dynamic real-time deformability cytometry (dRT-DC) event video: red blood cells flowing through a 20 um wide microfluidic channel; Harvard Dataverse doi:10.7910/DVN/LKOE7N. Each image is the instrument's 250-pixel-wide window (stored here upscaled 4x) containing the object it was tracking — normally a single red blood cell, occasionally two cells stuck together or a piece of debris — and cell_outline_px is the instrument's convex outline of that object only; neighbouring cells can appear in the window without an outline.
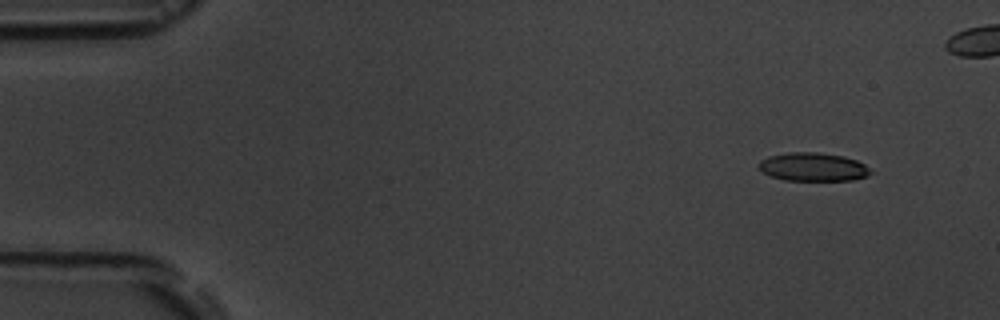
{"species": "common noctule bat (a hibernating species)", "species_latin": "Nyctalus noctula", "temperature_condition": "room temperature", "stored_images_in_passage": 5, "camera_frame_rate_fps": 3000, "um_per_image_px": 0.085, "animal": {"sex": "male", "body_mass_g": 19.5, "forearm_length_mm": 54.6}, "frame": {"image": 1, "passage_image": 1, "time_ms": 0.0, "image_size_px": [1000, 320], "cell_outline_px": [[872, 172], [868, 176], [852, 180], [784, 180], [768, 176], [756, 164], [760, 160], [768, 156], [788, 152], [816, 152], [844, 156], [856, 160], [864, 164]], "centroid_in_image_um": [69.08, 14.18], "position_along_channel_um": 15.9, "area_um2": 18.61}}
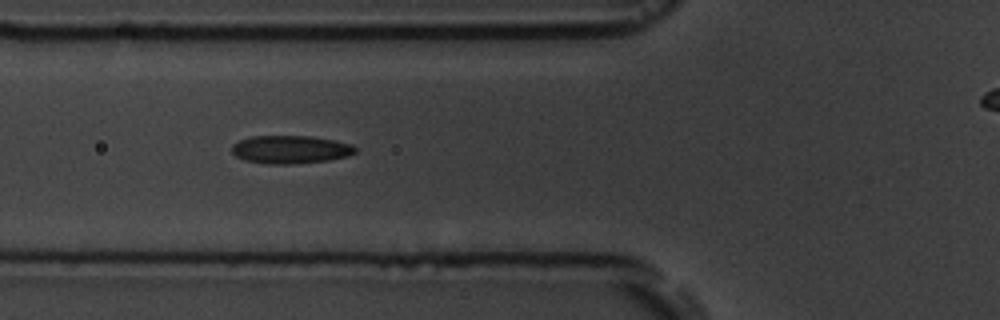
{"frame": {"image": 2, "passage_image": 5, "time_ms": 5.333, "image_size_px": [1000, 320], "cell_outline_px": [[356, 152], [348, 156], [328, 160], [288, 164], [268, 164], [244, 160], [236, 156], [232, 152], [232, 144], [240, 140], [252, 136], [312, 136], [336, 140], [352, 144], [356, 148]], "centroid_in_image_um": [24.7, 12.7], "position_along_channel_um": 101.1, "area_um2": 20.23}}